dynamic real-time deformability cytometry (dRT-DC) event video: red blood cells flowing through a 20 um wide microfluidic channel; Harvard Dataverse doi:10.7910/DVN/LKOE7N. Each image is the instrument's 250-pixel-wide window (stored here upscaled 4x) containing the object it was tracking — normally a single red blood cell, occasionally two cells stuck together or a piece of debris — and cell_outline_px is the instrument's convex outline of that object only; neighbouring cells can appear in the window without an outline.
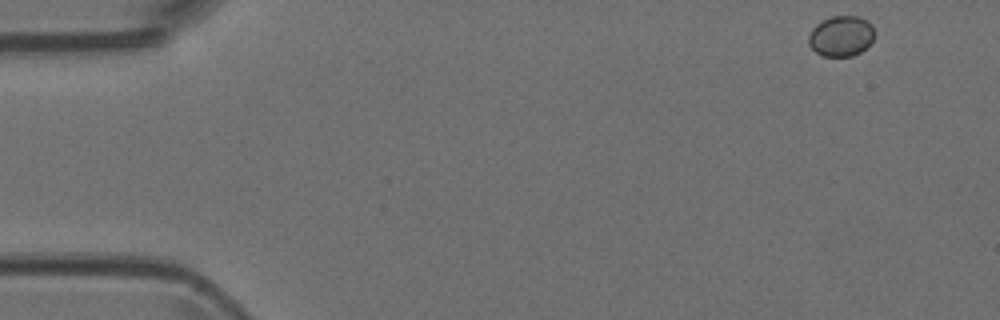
{"species": "Egyptian fruit bat (a non-hibernating species)", "species_latin": "Rousettus aegyptiacus", "temperature_condition": "room temperature", "stored_images_in_passage": 48, "camera_frame_rate_fps": 3000, "um_per_image_px": 0.085, "animal": {"sex": "female"}, "frame": {"image": 1, "passage_image": 1, "time_ms": 0.0, "image_size_px": [1000, 320], "cell_outline_px": [[876, 32], [872, 40], [860, 52], [852, 56], [824, 56], [816, 52], [808, 44], [808, 36], [812, 28], [816, 24], [832, 16], [856, 16], [872, 24]], "centroid_in_image_um": [71.49, 3.06], "position_along_channel_um": 13.5, "area_um2": 15.49}}
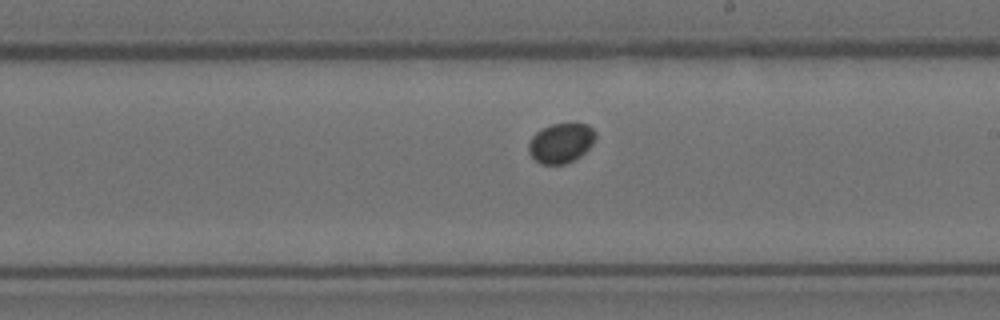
{"frame": {"image": 2, "passage_image": 27, "time_ms": 8.667, "image_size_px": [1000, 320], "cell_outline_px": [[596, 136], [592, 144], [580, 156], [564, 164], [540, 164], [528, 152], [528, 144], [532, 136], [536, 132], [552, 124], [588, 124], [596, 132]], "centroid_in_image_um": [47.67, 12.16], "position_along_channel_um": 241.3, "area_um2": 15.32}}
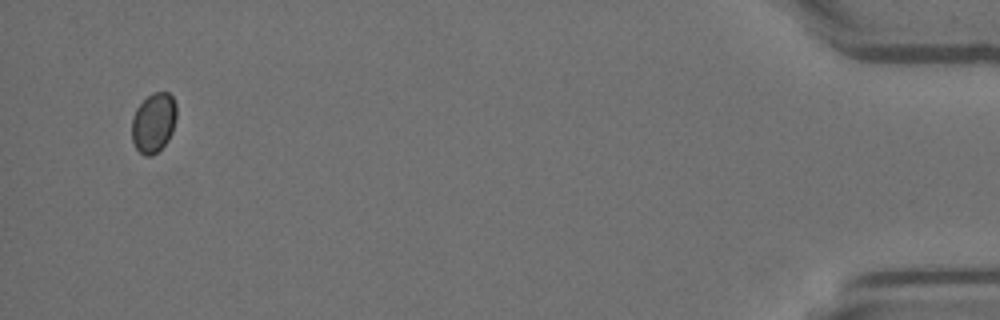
{"frame": {"image": 3, "passage_image": 47, "time_ms": 15.333, "image_size_px": [1000, 320], "cell_outline_px": [[176, 120], [172, 132], [168, 140], [152, 156], [144, 156], [136, 148], [132, 140], [132, 116], [136, 108], [152, 92], [168, 92], [172, 96], [176, 104]], "centroid_in_image_um": [13.05, 10.42], "position_along_channel_um": 422.1, "area_um2": 15.61}}